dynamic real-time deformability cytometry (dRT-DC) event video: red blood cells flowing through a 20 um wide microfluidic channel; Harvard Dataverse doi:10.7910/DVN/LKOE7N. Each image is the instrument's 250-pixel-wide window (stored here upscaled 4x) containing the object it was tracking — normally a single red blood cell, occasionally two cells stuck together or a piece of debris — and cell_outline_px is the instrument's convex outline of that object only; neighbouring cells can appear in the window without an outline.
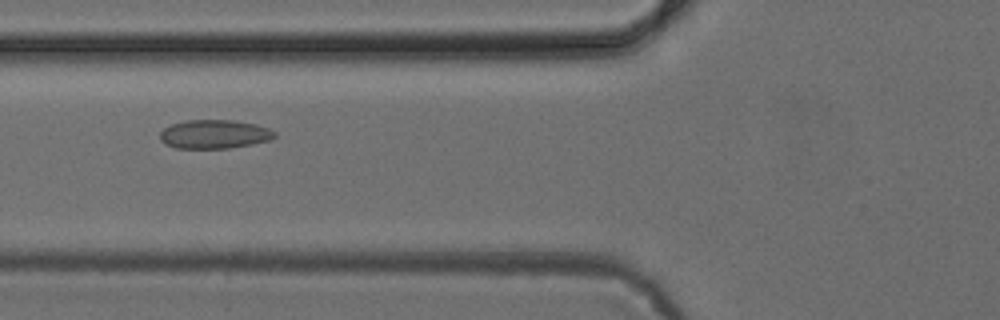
{"species": "common noctule bat (a hibernating species)", "species_latin": "Nyctalus noctula", "temperature_condition": "cold", "stored_images_in_passage": 8, "camera_frame_rate_fps": 3000, "um_per_image_px": 0.085, "animal": {"sex": "female", "body_mass_g": 24.6, "forearm_length_mm": 56.2}, "frame": {"image": 1, "passage_image": 5, "time_ms": 5.0, "image_size_px": [1000, 320], "cell_outline_px": [[276, 136], [268, 140], [252, 144], [228, 148], [176, 148], [164, 144], [160, 140], [160, 132], [164, 128], [172, 124], [184, 120], [232, 120], [256, 124], [268, 128], [276, 132]], "centroid_in_image_um": [18.2, 11.4], "position_along_channel_um": 107.6, "area_um2": 19.25}}
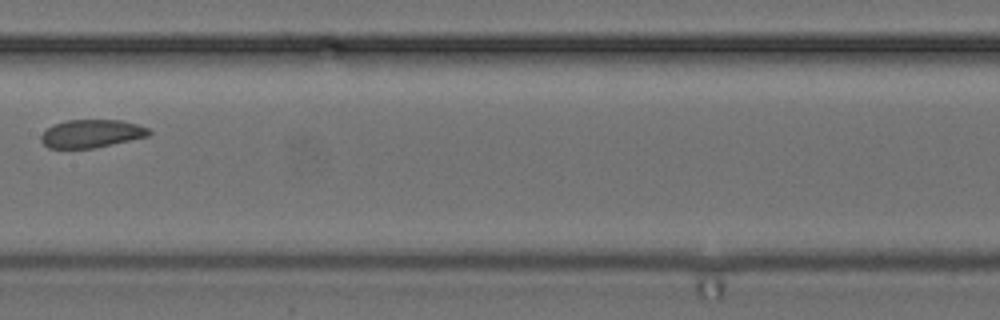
{"frame": {"image": 2, "passage_image": 7, "time_ms": 7.333, "image_size_px": [1000, 320], "cell_outline_px": [[152, 132], [148, 136], [96, 148], [48, 148], [40, 140], [40, 136], [52, 124], [68, 120], [120, 120], [136, 124], [148, 128]], "centroid_in_image_um": [7.76, 11.36], "position_along_channel_um": 199.6, "area_um2": 17.63}}
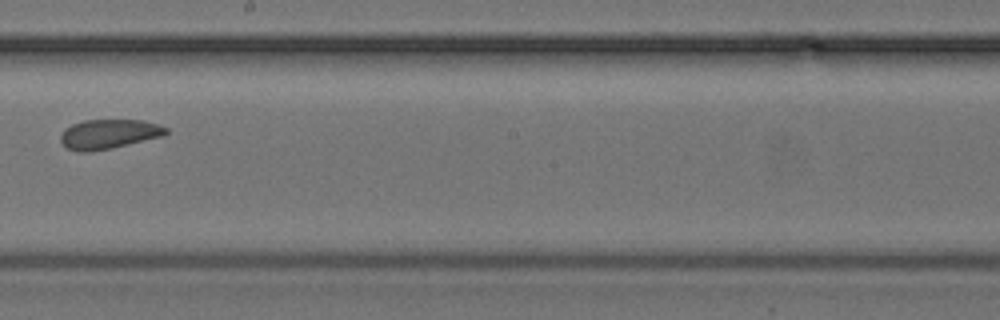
{"frame": {"image": 3, "passage_image": 8, "time_ms": 8.333, "image_size_px": [1000, 320], "cell_outline_px": [[168, 132], [164, 136], [112, 148], [88, 152], [80, 152], [68, 148], [60, 140], [60, 136], [64, 128], [72, 124], [84, 120], [144, 120], [160, 124], [168, 128]], "centroid_in_image_um": [9.28, 11.39], "position_along_channel_um": 238.9, "area_um2": 18.26}}